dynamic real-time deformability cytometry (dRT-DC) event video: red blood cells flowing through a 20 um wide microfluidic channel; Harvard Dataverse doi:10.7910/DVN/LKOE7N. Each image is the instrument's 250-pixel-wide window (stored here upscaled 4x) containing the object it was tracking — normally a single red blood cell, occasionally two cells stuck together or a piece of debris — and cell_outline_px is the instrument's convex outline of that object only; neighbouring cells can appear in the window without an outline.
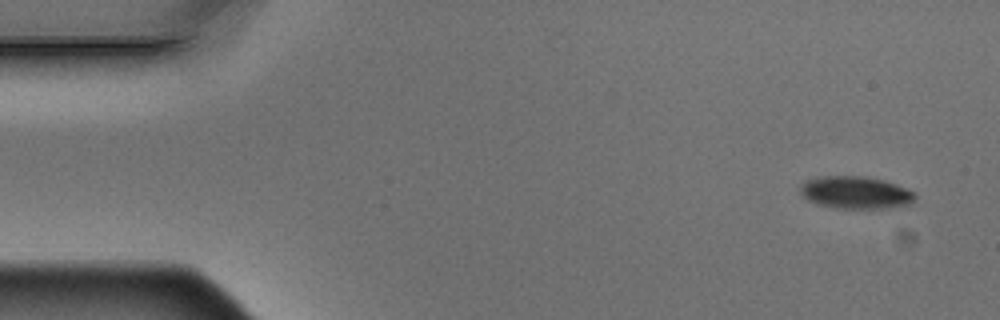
{"species": "Egyptian fruit bat (a non-hibernating species)", "species_latin": "Rousettus aegyptiacus", "temperature_condition": "warm", "stored_images_in_passage": 8, "camera_frame_rate_fps": 3000, "um_per_image_px": 0.085, "animal": {"sex": "male"}, "frame": {"image": 1, "passage_image": 1, "time_ms": 0.0, "image_size_px": [1000, 320], "cell_outline_px": [[916, 196], [908, 204], [888, 208], [840, 208], [816, 204], [800, 196], [800, 188], [804, 180], [820, 176], [864, 176], [884, 180], [896, 184], [912, 192]], "centroid_in_image_um": [72.65, 16.35], "position_along_channel_um": 12.3, "area_um2": 21.62}}
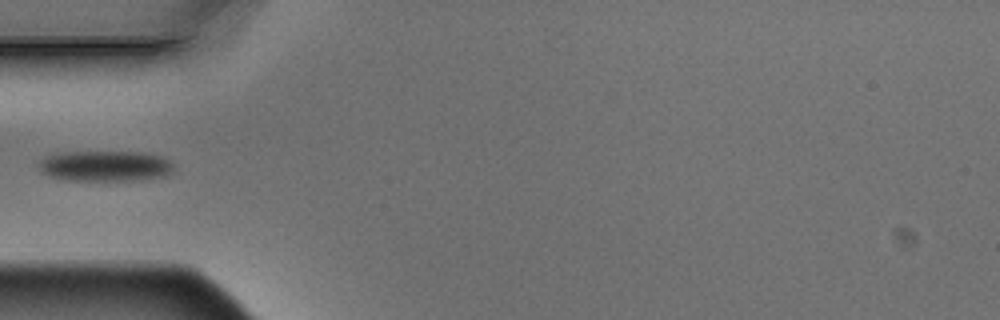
{"frame": {"image": 2, "passage_image": 5, "time_ms": 1.333, "image_size_px": [1000, 320], "cell_outline_px": [[176, 168], [168, 176], [148, 180], [64, 180], [40, 172], [40, 160], [44, 156], [64, 152], [140, 152], [160, 156], [172, 160]], "centroid_in_image_um": [9.03, 14.12], "position_along_channel_um": 76.0, "area_um2": 24.45}}
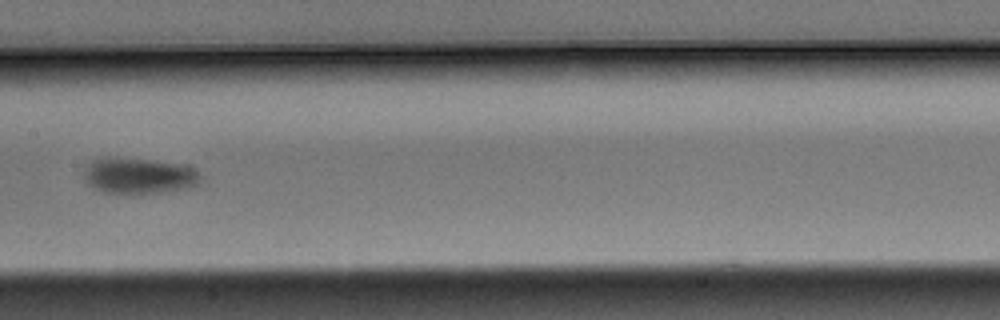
{"frame": {"image": 3, "passage_image": 8, "time_ms": 2.333, "image_size_px": [1000, 320], "cell_outline_px": [[200, 180], [196, 184], [188, 188], [156, 192], [104, 192], [92, 188], [84, 180], [84, 168], [92, 160], [148, 160], [180, 164], [192, 168], [200, 176]], "centroid_in_image_um": [11.79, 14.96], "position_along_channel_um": 195.6, "area_um2": 23.18}}